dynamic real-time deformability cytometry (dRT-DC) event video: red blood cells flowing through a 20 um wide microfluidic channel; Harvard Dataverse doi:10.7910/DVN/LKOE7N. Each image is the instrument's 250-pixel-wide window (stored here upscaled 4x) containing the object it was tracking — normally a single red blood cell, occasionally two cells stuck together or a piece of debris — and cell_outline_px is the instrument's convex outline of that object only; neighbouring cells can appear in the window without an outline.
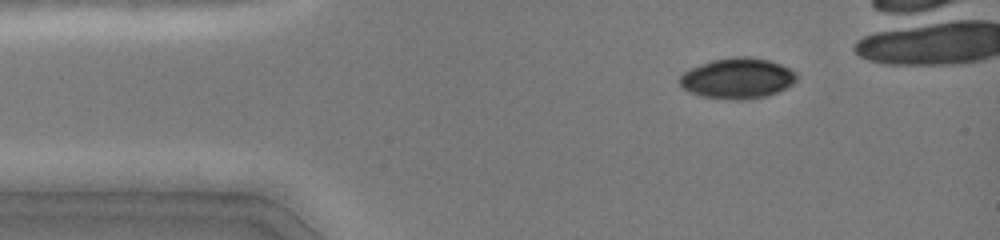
{"species": "common noctule bat (a hibernating species)", "species_latin": "Nyctalus noctula", "temperature_condition": "cold", "stored_images_in_passage": 39, "camera_frame_rate_fps": 3000, "um_per_image_px": 0.085, "animal": {"sex": "female", "body_mass_g": 19.0, "forearm_length_mm": 51.5}, "frame": {"image": 1, "passage_image": 7, "time_ms": 2.0, "image_size_px": [1000, 240], "cell_outline_px": [[796, 80], [792, 84], [776, 92], [764, 96], [748, 100], [736, 100], [704, 96], [692, 92], [684, 88], [680, 84], [680, 76], [684, 72], [700, 64], [712, 60], [736, 56], [748, 56], [768, 60], [780, 64], [796, 72]], "centroid_in_image_um": [62.69, 6.65], "position_along_channel_um": 22.3, "area_um2": 27.28}}
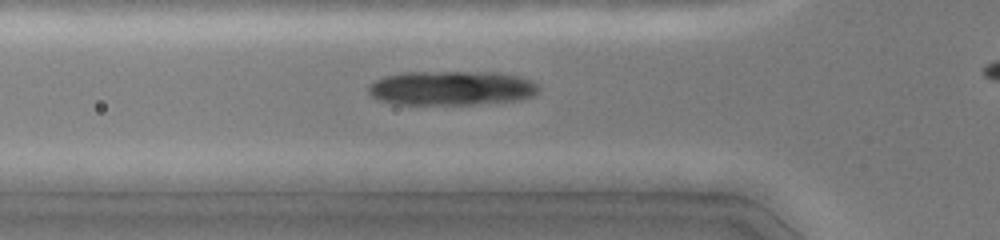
{"frame": {"image": 2, "passage_image": 16, "time_ms": 5.0, "image_size_px": [1000, 240], "cell_outline_px": [[540, 88], [532, 96], [516, 100], [476, 104], [396, 104], [376, 100], [368, 92], [368, 84], [384, 76], [400, 72], [496, 72], [520, 76], [532, 80], [540, 84]], "centroid_in_image_um": [38.36, 7.48], "position_along_channel_um": 87.4, "area_um2": 34.45}}
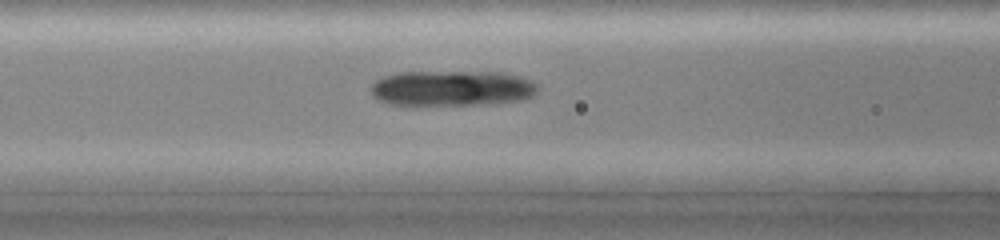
{"frame": {"image": 3, "passage_image": 19, "time_ms": 6.0, "image_size_px": [1000, 240], "cell_outline_px": [[540, 88], [532, 96], [524, 100], [488, 104], [412, 108], [388, 104], [376, 100], [372, 96], [368, 88], [376, 80], [384, 76], [400, 72], [500, 72], [520, 76], [532, 80]], "centroid_in_image_um": [38.34, 7.55], "position_along_channel_um": 128.3, "area_um2": 36.18}}